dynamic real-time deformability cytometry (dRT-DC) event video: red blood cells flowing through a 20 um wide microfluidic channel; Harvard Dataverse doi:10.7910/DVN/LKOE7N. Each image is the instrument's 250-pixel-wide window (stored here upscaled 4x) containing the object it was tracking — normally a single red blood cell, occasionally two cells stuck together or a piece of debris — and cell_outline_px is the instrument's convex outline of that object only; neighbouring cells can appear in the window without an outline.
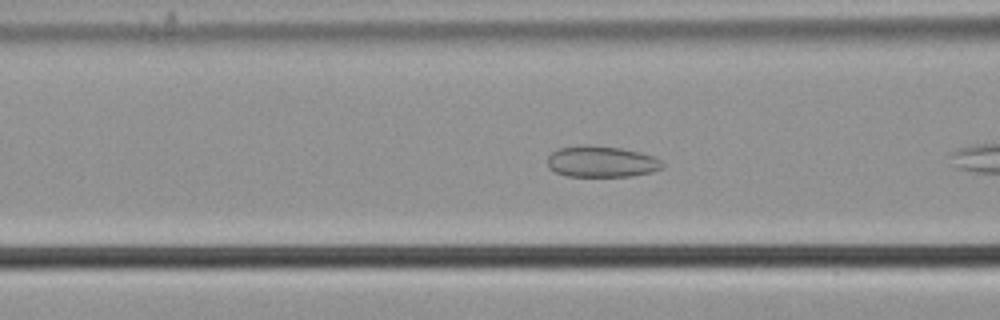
{"species": "common noctule bat (a hibernating species)", "species_latin": "Nyctalus noctula", "temperature_condition": "cold", "stored_images_in_passage": 9, "camera_frame_rate_fps": 3000, "um_per_image_px": 0.085, "animal": {"sex": "male", "body_mass_g": 21.5, "forearm_length_mm": 52.0}, "frame": {"image": 1, "passage_image": 6, "time_ms": 1.667, "image_size_px": [1000, 320], "cell_outline_px": [[664, 168], [652, 172], [632, 176], [568, 176], [556, 172], [548, 168], [548, 156], [552, 152], [560, 148], [580, 144], [588, 144], [620, 148], [640, 152], [656, 156], [664, 164]], "centroid_in_image_um": [51.15, 13.73], "position_along_channel_um": 115.4, "area_um2": 21.15}}